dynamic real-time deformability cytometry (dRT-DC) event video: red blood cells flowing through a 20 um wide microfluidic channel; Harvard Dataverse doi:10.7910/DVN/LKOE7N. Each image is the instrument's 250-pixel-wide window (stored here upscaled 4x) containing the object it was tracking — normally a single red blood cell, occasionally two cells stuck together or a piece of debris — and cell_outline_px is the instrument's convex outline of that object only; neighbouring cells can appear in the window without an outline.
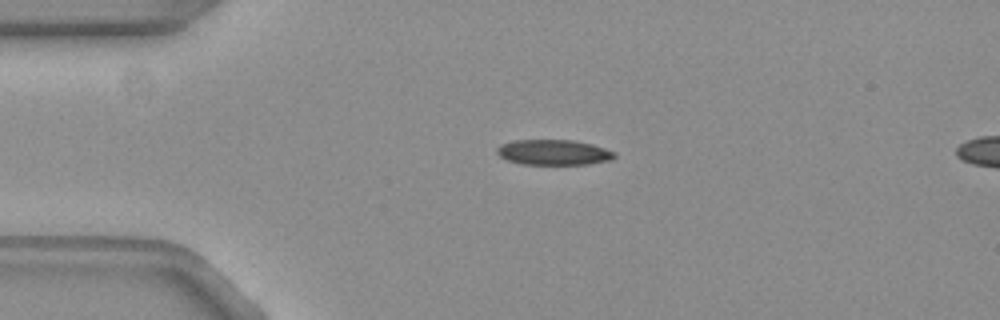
{"species": "common noctule bat (a hibernating species)", "species_latin": "Nyctalus noctula", "temperature_condition": "warm", "stored_images_in_passage": 8, "camera_frame_rate_fps": 3000, "um_per_image_px": 0.085, "animal": {"sex": "female", "body_mass_g": 19.3, "forearm_length_mm": 54.1}, "frame": {"image": 1, "passage_image": 4, "time_ms": 1.0, "image_size_px": [1000, 320], "cell_outline_px": [[616, 156], [608, 160], [588, 164], [524, 164], [508, 160], [500, 156], [496, 152], [496, 148], [500, 144], [516, 140], [572, 140], [592, 144], [604, 148], [612, 152]], "centroid_in_image_um": [47.01, 12.94], "position_along_channel_um": 38.0, "area_um2": 17.11}}